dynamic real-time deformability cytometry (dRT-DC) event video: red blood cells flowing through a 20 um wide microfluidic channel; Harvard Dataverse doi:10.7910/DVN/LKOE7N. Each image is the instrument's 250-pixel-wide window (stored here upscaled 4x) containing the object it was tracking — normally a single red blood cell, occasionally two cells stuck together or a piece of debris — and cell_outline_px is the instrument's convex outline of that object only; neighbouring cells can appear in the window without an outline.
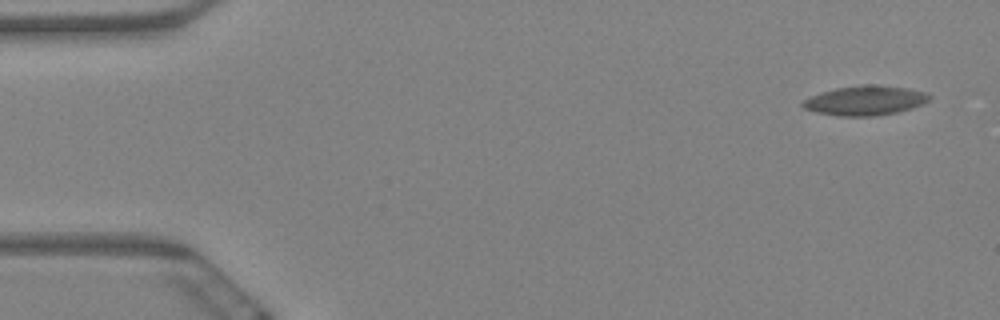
{"species": "Egyptian fruit bat (a non-hibernating species)", "species_latin": "Rousettus aegyptiacus", "temperature_condition": "warm", "stored_images_in_passage": 5, "camera_frame_rate_fps": 3000, "um_per_image_px": 0.085, "animal": {"sex": "female"}, "frame": {"image": 1, "passage_image": 1, "time_ms": 0.0, "image_size_px": [1000, 320], "cell_outline_px": [[932, 96], [928, 100], [912, 108], [896, 112], [872, 116], [836, 116], [816, 112], [804, 108], [800, 104], [804, 100], [820, 92], [836, 88], [864, 84], [872, 84], [908, 88], [924, 92]], "centroid_in_image_um": [73.51, 8.54], "position_along_channel_um": 11.5, "area_um2": 21.68}}
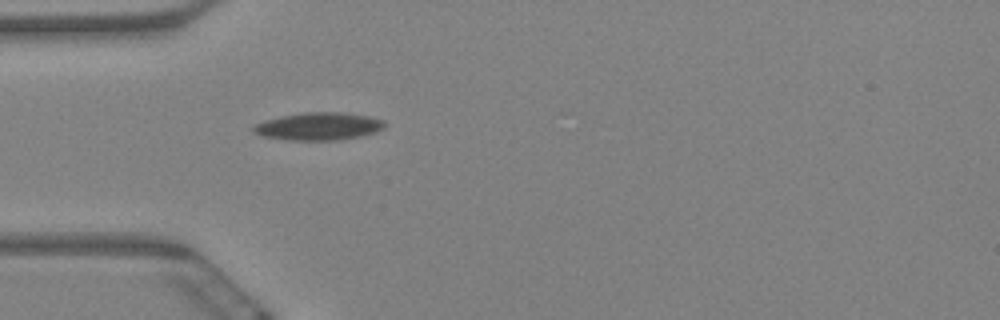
{"frame": {"image": 2, "passage_image": 5, "time_ms": 1.333, "image_size_px": [1000, 320], "cell_outline_px": [[388, 124], [384, 128], [376, 132], [360, 136], [336, 140], [288, 140], [264, 136], [252, 132], [252, 128], [256, 124], [264, 120], [280, 116], [304, 112], [340, 112], [368, 116], [384, 120]], "centroid_in_image_um": [27.1, 10.73], "position_along_channel_um": 57.9, "area_um2": 21.21}}